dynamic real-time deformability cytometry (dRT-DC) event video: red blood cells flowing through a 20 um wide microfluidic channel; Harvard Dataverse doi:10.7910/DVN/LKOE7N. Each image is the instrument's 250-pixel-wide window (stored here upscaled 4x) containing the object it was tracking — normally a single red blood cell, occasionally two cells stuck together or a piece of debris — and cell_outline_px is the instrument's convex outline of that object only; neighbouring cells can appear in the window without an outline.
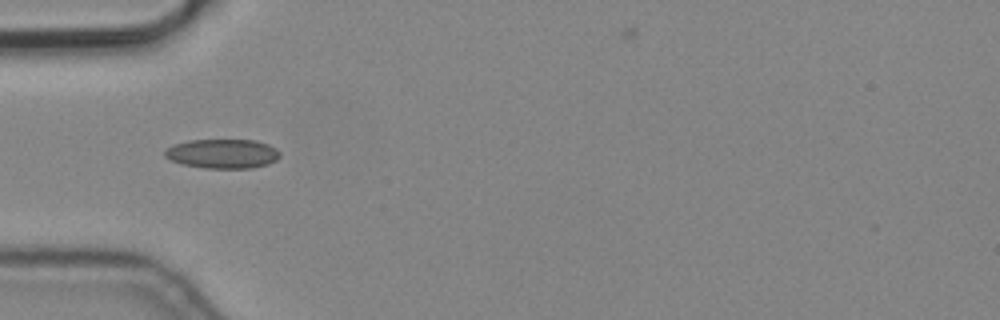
{"species": "common noctule bat (a hibernating species)", "species_latin": "Nyctalus noctula", "temperature_condition": "cold", "stored_images_in_passage": 5, "camera_frame_rate_fps": 3000, "um_per_image_px": 0.085, "animal": {"sex": "male", "body_mass_g": 19.2, "forearm_length_mm": 51.8}, "frame": {"image": 1, "passage_image": 1, "time_ms": 0.0, "image_size_px": [1000, 320], "cell_outline_px": [[280, 156], [276, 160], [268, 164], [252, 168], [204, 168], [180, 164], [164, 156], [164, 148], [172, 144], [188, 140], [256, 140], [268, 144], [276, 148], [280, 152]], "centroid_in_image_um": [18.89, 13.06], "position_along_channel_um": 66.1, "area_um2": 19.94}}
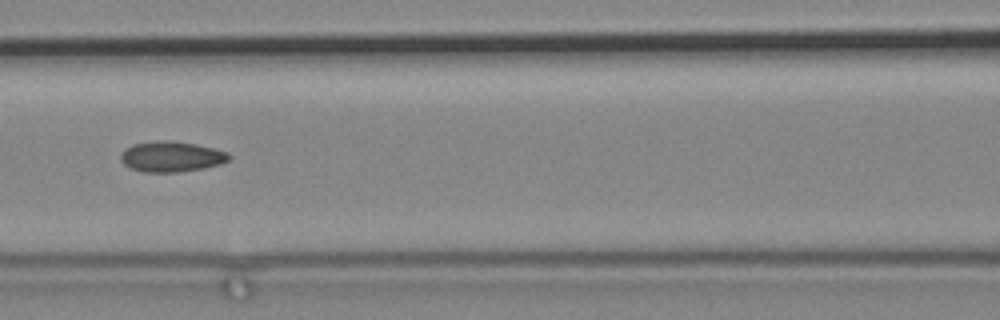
{"frame": {"image": 2, "passage_image": 3, "time_ms": 0.667, "image_size_px": [1000, 320], "cell_outline_px": [[232, 156], [228, 160], [220, 164], [204, 168], [176, 172], [144, 172], [132, 168], [124, 164], [120, 160], [120, 152], [124, 148], [132, 144], [160, 140], [168, 140], [196, 144], [228, 152]], "centroid_in_image_um": [14.54, 13.3], "position_along_channel_um": 152.1, "area_um2": 19.31}}
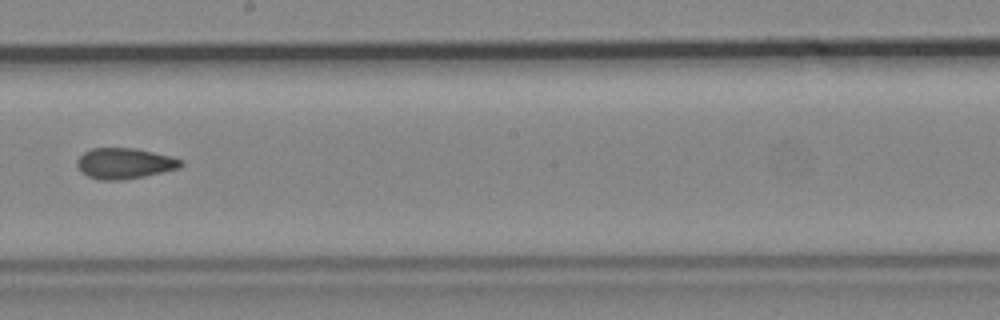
{"frame": {"image": 3, "passage_image": 5, "time_ms": 1.333, "image_size_px": [1000, 320], "cell_outline_px": [[184, 164], [180, 168], [144, 176], [120, 180], [100, 180], [88, 176], [76, 164], [76, 160], [84, 152], [92, 148], [136, 148], [172, 156], [184, 160]], "centroid_in_image_um": [10.63, 13.88], "position_along_channel_um": 237.6, "area_um2": 18.61}}